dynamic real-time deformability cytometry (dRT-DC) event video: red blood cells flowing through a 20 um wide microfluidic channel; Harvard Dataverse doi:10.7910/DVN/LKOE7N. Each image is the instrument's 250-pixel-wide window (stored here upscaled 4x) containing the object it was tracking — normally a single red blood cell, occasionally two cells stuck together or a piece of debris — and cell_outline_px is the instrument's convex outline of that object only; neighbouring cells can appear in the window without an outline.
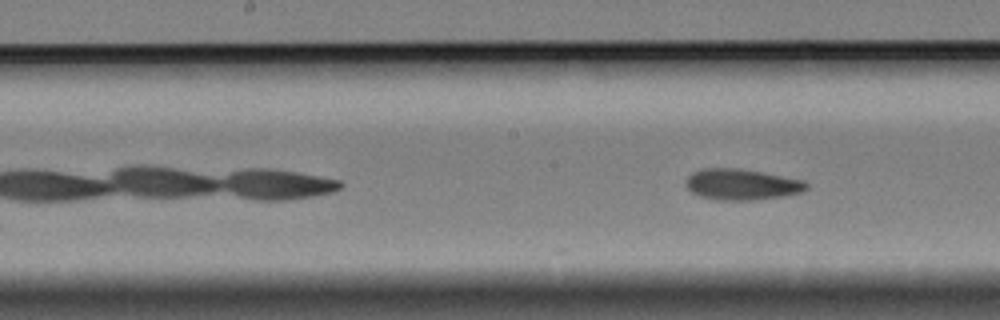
{"species": "Egyptian fruit bat (a non-hibernating species)", "species_latin": "Rousettus aegyptiacus", "temperature_condition": "cold", "stored_images_in_passage": 9, "camera_frame_rate_fps": 3000, "um_per_image_px": 0.085, "animal": {"sex": "female"}, "frame": {"image": 1, "passage_image": 9, "time_ms": 9.333, "image_size_px": [1000, 320], "cell_outline_px": [[808, 188], [804, 192], [784, 196], [752, 200], [720, 200], [700, 196], [692, 192], [688, 188], [688, 176], [692, 172], [704, 168], [732, 168], [760, 172], [804, 180], [808, 184]], "centroid_in_image_um": [63.09, 15.68], "position_along_channel_um": 185.1, "area_um2": 21.5}}